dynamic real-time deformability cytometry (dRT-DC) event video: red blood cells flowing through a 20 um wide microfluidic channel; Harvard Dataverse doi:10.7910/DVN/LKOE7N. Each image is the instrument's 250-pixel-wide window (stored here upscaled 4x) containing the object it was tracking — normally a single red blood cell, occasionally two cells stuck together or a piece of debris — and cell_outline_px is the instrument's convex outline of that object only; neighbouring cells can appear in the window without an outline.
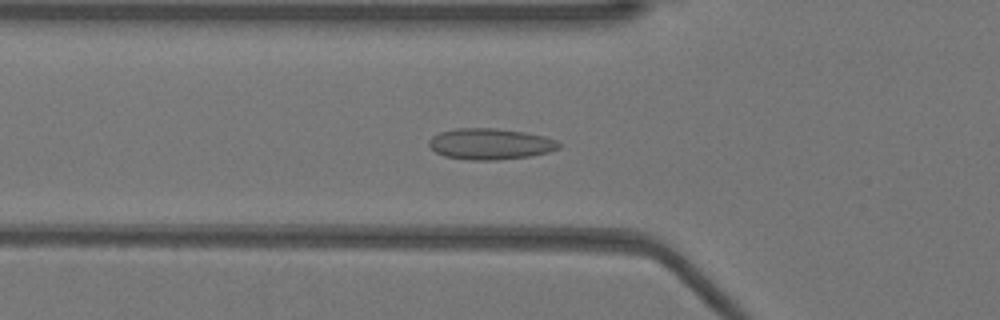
{"species": "Egyptian fruit bat (a non-hibernating species)", "species_latin": "Rousettus aegyptiacus", "temperature_condition": "warm", "stored_images_in_passage": 53, "camera_frame_rate_fps": 3000, "um_per_image_px": 0.085, "animal": {"sex": "female"}, "frame": {"image": 1, "passage_image": 18, "time_ms": 5.667, "image_size_px": [1000, 320], "cell_outline_px": [[560, 148], [548, 152], [528, 156], [496, 160], [468, 160], [444, 156], [436, 152], [428, 144], [428, 140], [432, 136], [440, 132], [456, 128], [496, 128], [524, 132], [544, 136], [556, 140], [560, 144]], "centroid_in_image_um": [41.65, 12.23], "position_along_channel_um": 84.2, "area_um2": 23.52}}
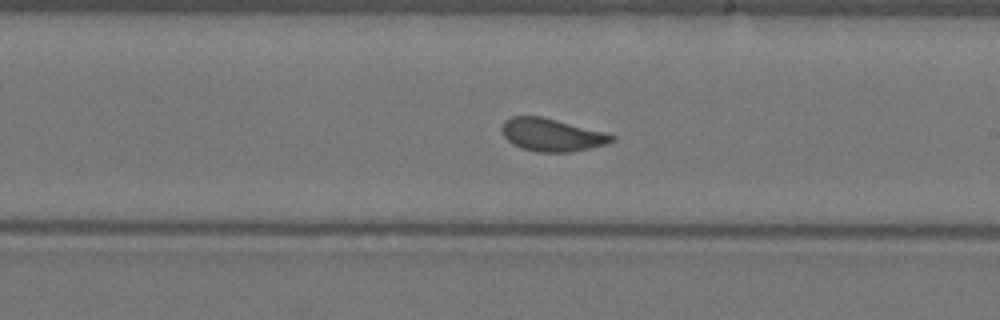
{"frame": {"image": 2, "passage_image": 30, "time_ms": 9.667, "image_size_px": [1000, 320], "cell_outline_px": [[616, 140], [608, 144], [572, 152], [536, 152], [520, 148], [512, 144], [504, 136], [500, 128], [504, 120], [512, 116], [540, 116], [608, 132], [616, 136]], "centroid_in_image_um": [46.93, 11.47], "position_along_channel_um": 242.1, "area_um2": 21.39}}
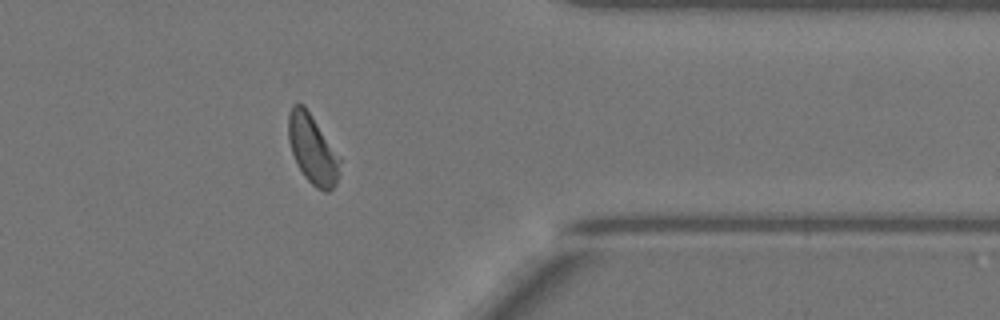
{"frame": {"image": 3, "passage_image": 42, "time_ms": 13.667, "image_size_px": [1000, 320], "cell_outline_px": [[340, 160], [336, 184], [328, 192], [324, 192], [316, 188], [304, 176], [292, 152], [288, 140], [288, 112], [292, 104], [304, 104], [340, 156]], "centroid_in_image_um": [26.55, 12.66], "position_along_channel_um": 384.8, "area_um2": 20.63}, "authors_computed_cell_mechanics": {"area_um2": 21.3282, "velocity_mm_per_s": 3.9321, "shape_relaxation_time_tau1_ms": null, "shape_relaxation_time_tau2_ms": 0.7023, "deformation_change_tau1": null, "deformation_change_tau2": 0.0772}}